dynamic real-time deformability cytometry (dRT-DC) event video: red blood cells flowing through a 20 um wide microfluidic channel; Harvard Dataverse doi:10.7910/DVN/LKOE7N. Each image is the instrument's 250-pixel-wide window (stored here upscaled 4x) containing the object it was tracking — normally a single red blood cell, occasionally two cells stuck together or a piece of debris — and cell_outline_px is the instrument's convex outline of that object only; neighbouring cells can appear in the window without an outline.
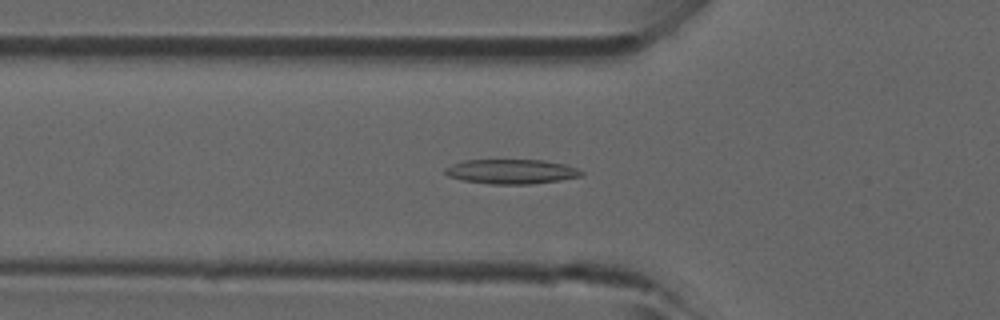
{"species": "common noctule bat (a hibernating species)", "species_latin": "Nyctalus noctula", "temperature_condition": "room temperature", "stored_images_in_passage": 41, "camera_frame_rate_fps": 3000, "um_per_image_px": 0.085, "animal": {"sex": "male", "forearm_length_mm": 52.5}, "frame": {"image": 1, "passage_image": 16, "time_ms": 5.0, "image_size_px": [1000, 320], "cell_outline_px": [[584, 176], [560, 180], [532, 184], [492, 184], [460, 180], [448, 176], [444, 172], [444, 168], [452, 164], [464, 160], [544, 160], [568, 164], [584, 172]], "centroid_in_image_um": [43.49, 14.58], "position_along_channel_um": 82.3, "area_um2": 19.77}}
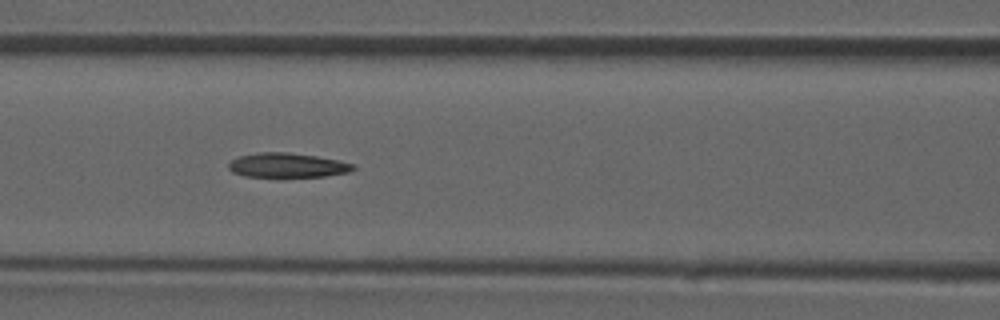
{"frame": {"image": 2, "passage_image": 20, "time_ms": 6.333, "image_size_px": [1000, 320], "cell_outline_px": [[356, 168], [348, 172], [324, 176], [244, 176], [232, 172], [228, 168], [228, 164], [232, 160], [240, 156], [260, 152], [288, 152], [316, 156], [340, 160], [356, 164]], "centroid_in_image_um": [24.45, 14.03], "position_along_channel_um": 142.1, "area_um2": 17.63}}